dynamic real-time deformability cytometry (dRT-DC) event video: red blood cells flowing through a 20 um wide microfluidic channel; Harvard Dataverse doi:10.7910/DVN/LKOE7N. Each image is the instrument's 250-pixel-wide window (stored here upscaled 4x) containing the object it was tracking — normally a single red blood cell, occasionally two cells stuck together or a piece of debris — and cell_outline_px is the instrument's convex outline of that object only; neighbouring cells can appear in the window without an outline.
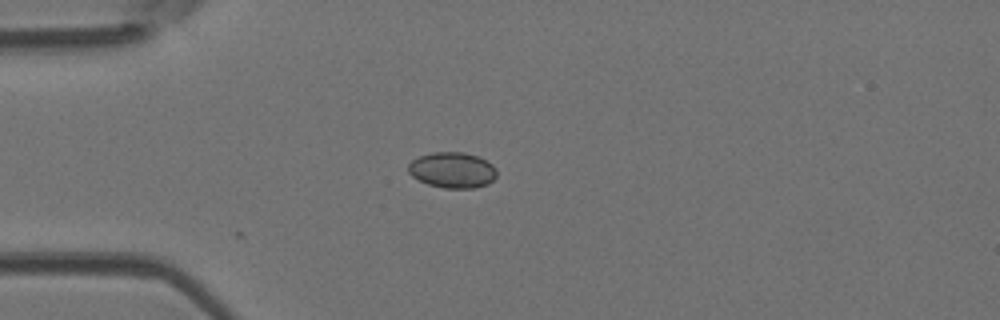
{"species": "Egyptian fruit bat (a non-hibernating species)", "species_latin": "Rousettus aegyptiacus", "temperature_condition": "room temperature", "stored_images_in_passage": 5, "camera_frame_rate_fps": 3000, "um_per_image_px": 0.085, "animal": {"sex": "female"}, "frame": {"image": 1, "passage_image": 1, "time_ms": 0.0, "image_size_px": [1000, 320], "cell_outline_px": [[496, 176], [488, 184], [476, 188], [444, 188], [428, 184], [412, 176], [408, 172], [408, 164], [412, 160], [420, 156], [432, 152], [464, 152], [476, 156], [492, 164], [496, 168]], "centroid_in_image_um": [38.45, 14.46], "position_along_channel_um": 46.6, "area_um2": 18.38}}
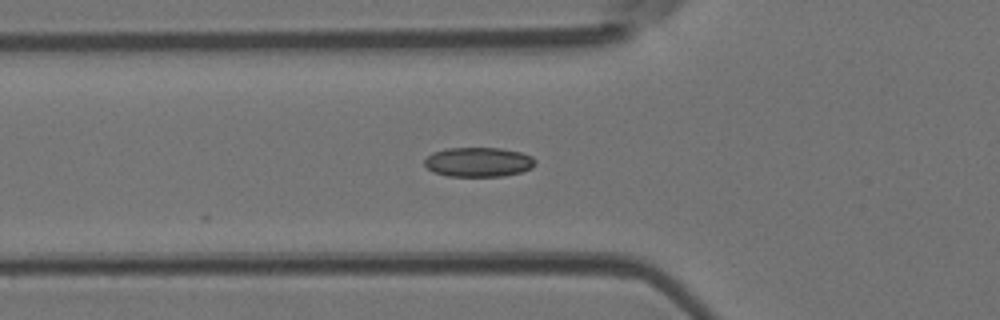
{"frame": {"image": 2, "passage_image": 5, "time_ms": 1.333, "image_size_px": [1000, 320], "cell_outline_px": [[536, 164], [532, 168], [520, 172], [504, 176], [448, 176], [432, 172], [424, 164], [424, 160], [432, 152], [448, 148], [500, 148], [520, 152], [532, 156], [536, 160]], "centroid_in_image_um": [40.67, 13.77], "position_along_channel_um": 85.1, "area_um2": 19.13}}